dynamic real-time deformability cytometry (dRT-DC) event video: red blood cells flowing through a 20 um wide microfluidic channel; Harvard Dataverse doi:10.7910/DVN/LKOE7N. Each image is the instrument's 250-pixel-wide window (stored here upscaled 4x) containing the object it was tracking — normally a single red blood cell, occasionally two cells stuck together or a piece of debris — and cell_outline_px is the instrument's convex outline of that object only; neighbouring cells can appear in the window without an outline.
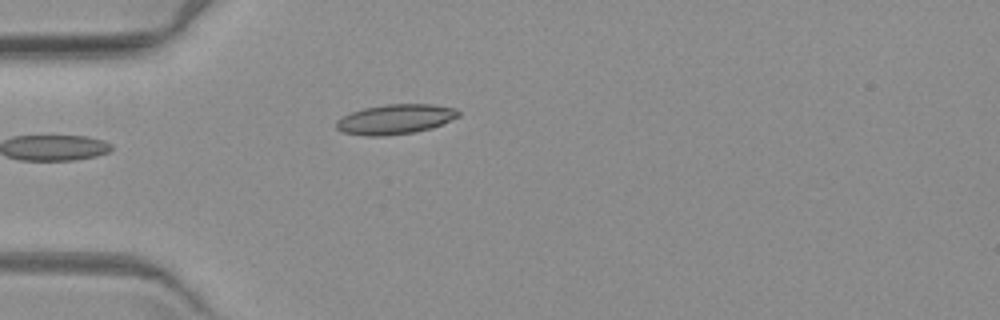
{"species": "common noctule bat (a hibernating species)", "species_latin": "Nyctalus noctula", "temperature_condition": "warm", "stored_images_in_passage": 2, "camera_frame_rate_fps": 3000, "um_per_image_px": 0.085, "animal": {"sex": "female", "body_mass_g": 19.3, "forearm_length_mm": 54.1}, "frame": {"image": 1, "passage_image": 2, "time_ms": 1.0, "image_size_px": [1000, 320], "cell_outline_px": [[460, 116], [432, 128], [412, 132], [380, 136], [368, 136], [344, 132], [336, 128], [336, 120], [352, 112], [364, 108], [384, 104], [432, 104], [456, 108], [460, 112]], "centroid_in_image_um": [33.62, 10.12], "position_along_channel_um": 51.4, "area_um2": 21.1}}